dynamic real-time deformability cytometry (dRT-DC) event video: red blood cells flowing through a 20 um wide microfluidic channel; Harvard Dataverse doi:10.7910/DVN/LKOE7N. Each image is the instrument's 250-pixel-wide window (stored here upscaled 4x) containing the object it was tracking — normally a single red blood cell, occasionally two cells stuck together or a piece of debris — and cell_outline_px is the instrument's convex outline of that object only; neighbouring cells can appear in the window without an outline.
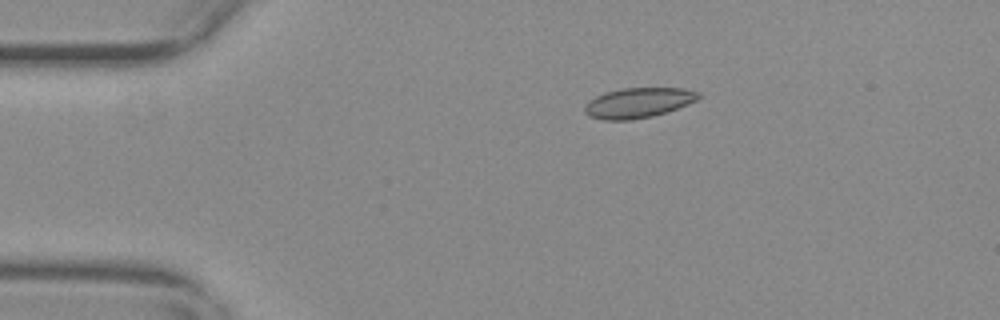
{"species": "common noctule bat (a hibernating species)", "species_latin": "Nyctalus noctula", "temperature_condition": "warm", "stored_images_in_passage": 8, "camera_frame_rate_fps": 3000, "um_per_image_px": 0.085, "animal": {"sex": "female", "body_mass_g": 29.2, "forearm_length_mm": 56.3}, "frame": {"image": 1, "passage_image": 1, "time_ms": 0.0, "image_size_px": [1000, 320], "cell_outline_px": [[700, 96], [696, 100], [688, 104], [668, 112], [652, 116], [632, 120], [604, 120], [588, 116], [584, 112], [584, 108], [588, 100], [604, 92], [624, 88], [684, 88], [700, 92]], "centroid_in_image_um": [54.24, 8.74], "position_along_channel_um": 30.8, "area_um2": 20.11}}